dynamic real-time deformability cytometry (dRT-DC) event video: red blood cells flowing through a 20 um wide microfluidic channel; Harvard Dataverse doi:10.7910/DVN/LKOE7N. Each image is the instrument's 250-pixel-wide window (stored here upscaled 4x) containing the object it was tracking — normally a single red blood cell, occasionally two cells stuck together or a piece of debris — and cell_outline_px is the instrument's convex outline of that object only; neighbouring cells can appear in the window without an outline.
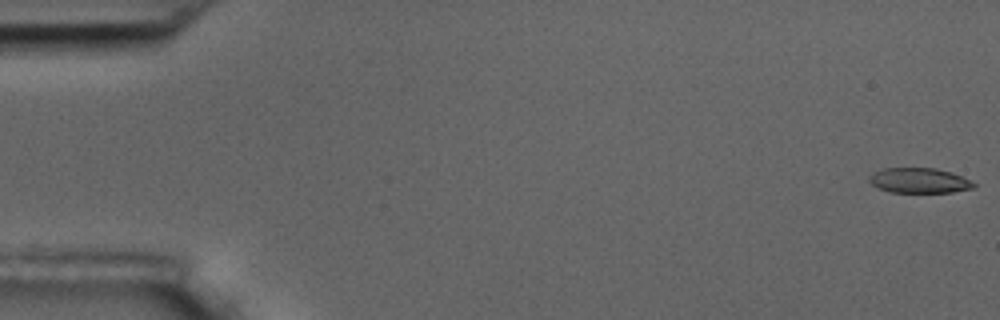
{"species": "common noctule bat (a hibernating species)", "species_latin": "Nyctalus noctula", "temperature_condition": "room temperature", "stored_images_in_passage": 12, "camera_frame_rate_fps": 3000, "um_per_image_px": 0.085, "animal": {"sex": "male", "body_mass_g": 17.5, "forearm_length_mm": 52.3}, "frame": {"image": 1, "passage_image": 1, "time_ms": 0.0, "image_size_px": [1000, 320], "cell_outline_px": [[976, 188], [952, 192], [888, 192], [872, 184], [868, 180], [868, 176], [872, 172], [884, 168], [936, 168], [960, 176], [976, 184]], "centroid_in_image_um": [78.1, 15.34], "position_along_channel_um": 6.9, "area_um2": 15.2}}